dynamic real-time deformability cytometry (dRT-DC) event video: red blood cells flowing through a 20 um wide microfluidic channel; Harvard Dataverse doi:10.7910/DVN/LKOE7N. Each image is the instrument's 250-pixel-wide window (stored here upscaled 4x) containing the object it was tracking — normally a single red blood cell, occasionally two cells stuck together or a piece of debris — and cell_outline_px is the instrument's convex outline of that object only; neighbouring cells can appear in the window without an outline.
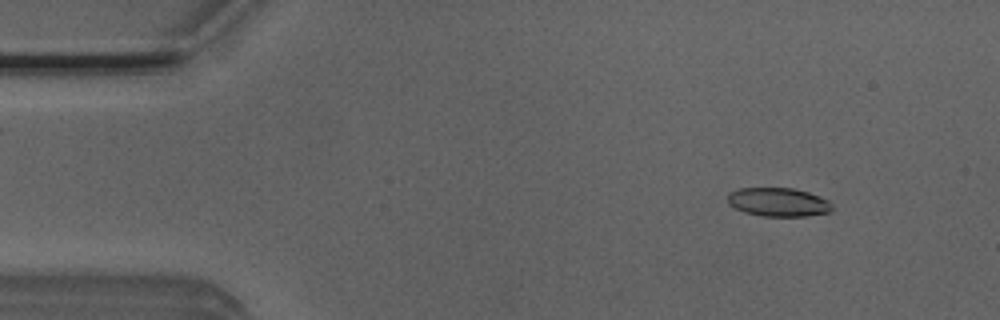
{"species": "Egyptian fruit bat (a non-hibernating species)", "species_latin": "Rousettus aegyptiacus", "temperature_condition": "room temperature", "stored_images_in_passage": 4, "camera_frame_rate_fps": 3000, "um_per_image_px": 0.085, "animal": {"sex": "male"}, "frame": {"image": 1, "passage_image": 2, "time_ms": 0.333, "image_size_px": [1000, 320], "cell_outline_px": [[832, 212], [808, 216], [760, 216], [744, 212], [728, 204], [728, 192], [740, 188], [792, 188], [808, 192], [820, 196], [828, 200], [832, 204]], "centroid_in_image_um": [66.17, 17.18], "position_along_channel_um": 18.8, "area_um2": 17.63}}